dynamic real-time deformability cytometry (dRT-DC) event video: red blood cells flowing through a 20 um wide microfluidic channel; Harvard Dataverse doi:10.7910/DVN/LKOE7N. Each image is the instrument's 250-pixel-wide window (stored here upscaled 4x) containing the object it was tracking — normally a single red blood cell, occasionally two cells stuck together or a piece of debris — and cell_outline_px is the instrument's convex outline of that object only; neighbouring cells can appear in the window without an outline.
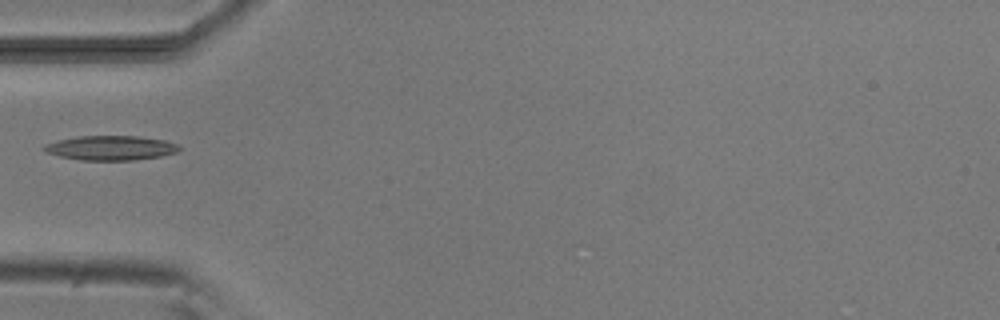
{"species": "common noctule bat (a hibernating species)", "species_latin": "Nyctalus noctula", "temperature_condition": "room temperature", "stored_images_in_passage": 5, "camera_frame_rate_fps": 3000, "um_per_image_px": 0.085, "animal": {"sex": "male", "body_mass_g": 20.5, "forearm_length_mm": 52.5}, "frame": {"image": 1, "passage_image": 5, "time_ms": 5.333, "image_size_px": [1000, 320], "cell_outline_px": [[180, 148], [176, 152], [160, 156], [132, 160], [80, 160], [60, 156], [44, 152], [40, 148], [44, 144], [56, 140], [76, 136], [136, 136], [164, 140], [180, 144]], "centroid_in_image_um": [9.35, 12.56], "position_along_channel_um": 75.7, "area_um2": 19.42}}